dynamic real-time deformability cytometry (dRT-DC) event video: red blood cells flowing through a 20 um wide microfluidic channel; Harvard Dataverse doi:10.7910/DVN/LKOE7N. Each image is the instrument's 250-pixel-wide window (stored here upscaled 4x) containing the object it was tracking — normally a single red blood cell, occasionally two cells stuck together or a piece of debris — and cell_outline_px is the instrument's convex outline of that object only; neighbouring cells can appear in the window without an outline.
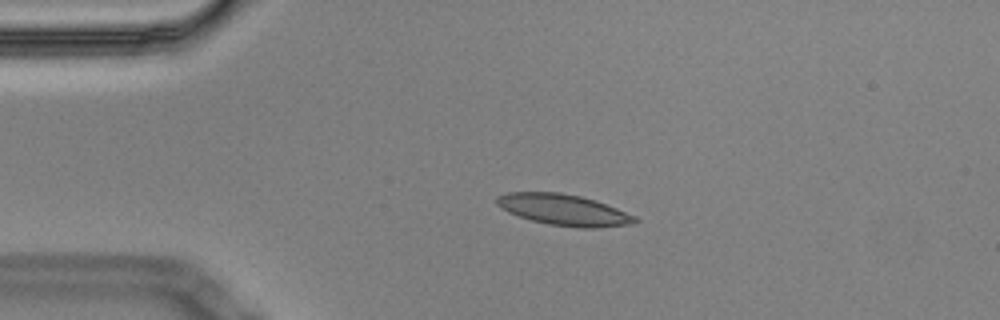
{"species": "Egyptian fruit bat (a non-hibernating species)", "species_latin": "Rousettus aegyptiacus", "temperature_condition": "cold", "stored_images_in_passage": 5, "camera_frame_rate_fps": 3000, "um_per_image_px": 0.085, "animal": {"sex": "male"}, "frame": {"image": 1, "passage_image": 4, "time_ms": 1.0, "image_size_px": [1000, 320], "cell_outline_px": [[640, 220], [636, 224], [596, 228], [576, 228], [548, 224], [532, 220], [508, 212], [496, 204], [496, 196], [508, 192], [560, 192], [580, 196], [596, 200], [636, 216]], "centroid_in_image_um": [47.96, 17.84], "position_along_channel_um": 37.0, "area_um2": 25.26}}